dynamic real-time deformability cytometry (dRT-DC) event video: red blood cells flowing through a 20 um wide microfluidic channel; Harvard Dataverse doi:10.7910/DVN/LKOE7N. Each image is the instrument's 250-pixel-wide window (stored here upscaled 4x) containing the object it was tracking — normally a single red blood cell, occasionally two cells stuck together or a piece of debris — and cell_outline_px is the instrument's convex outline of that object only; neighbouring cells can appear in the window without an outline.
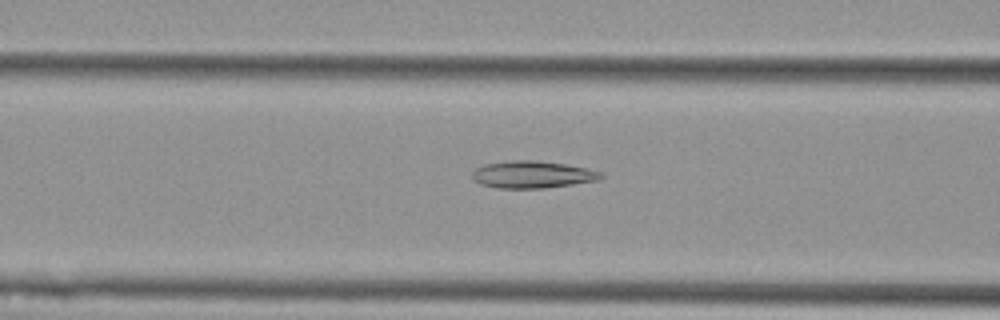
{"species": "Egyptian fruit bat (a non-hibernating species)", "species_latin": "Rousettus aegyptiacus", "temperature_condition": "cold", "stored_images_in_passage": 57, "camera_frame_rate_fps": 3000, "um_per_image_px": 0.085, "animal": {"sex": "female"}, "frame": {"image": 1, "passage_image": 23, "time_ms": 7.333, "image_size_px": [1000, 320], "cell_outline_px": [[604, 176], [600, 180], [544, 188], [496, 188], [480, 184], [472, 180], [472, 172], [476, 168], [484, 164], [508, 160], [536, 160], [568, 164], [600, 172]], "centroid_in_image_um": [45.21, 14.83], "position_along_channel_um": 121.4, "area_um2": 20.52}}
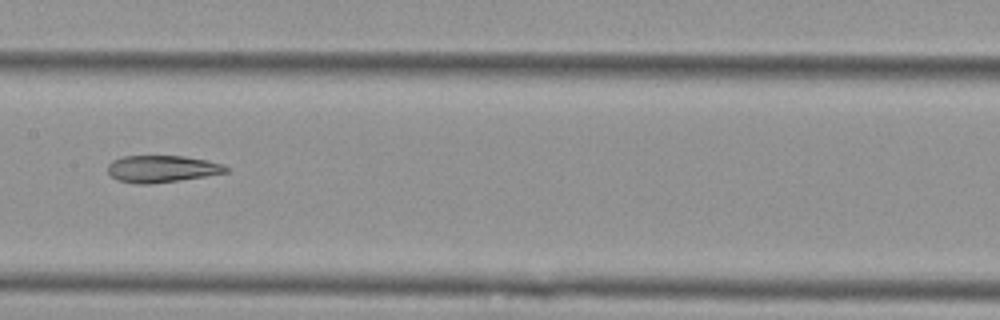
{"frame": {"image": 2, "passage_image": 29, "time_ms": 9.333, "image_size_px": [1000, 320], "cell_outline_px": [[228, 172], [204, 176], [152, 184], [136, 184], [116, 180], [108, 172], [108, 164], [112, 160], [124, 156], [184, 156], [208, 160], [224, 164], [228, 168]], "centroid_in_image_um": [13.75, 14.35], "position_along_channel_um": 193.7, "area_um2": 18.61}}
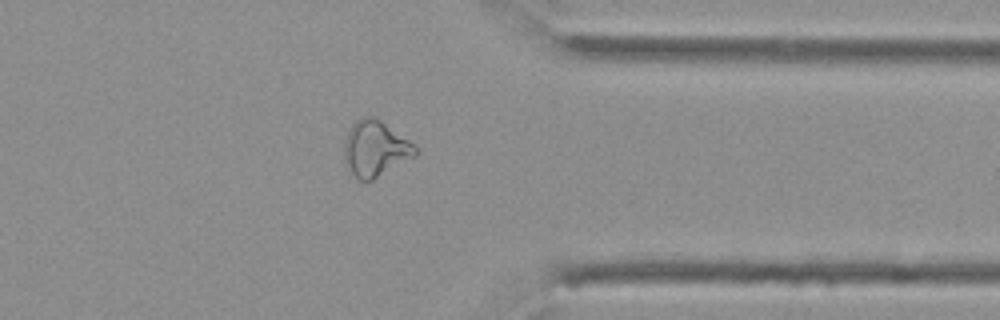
{"frame": {"image": 3, "passage_image": 45, "time_ms": 14.667, "image_size_px": [1000, 320], "cell_outline_px": [[420, 152], [416, 156], [372, 180], [360, 180], [344, 164], [344, 144], [348, 132], [352, 124], [360, 116], [376, 116], [408, 140]], "centroid_in_image_um": [31.89, 12.61], "position_along_channel_um": 379.5, "area_um2": 23.06}, "authors_computed_cell_mechanics": {"area_um2": 23.6402, "velocity_mm_per_s": 3.6154, "shape_relaxation_time_tau1_ms": null, "shape_relaxation_time_tau2_ms": 6.9818, "deformation_change_tau1": null, "deformation_change_tau2": 0.1476}}